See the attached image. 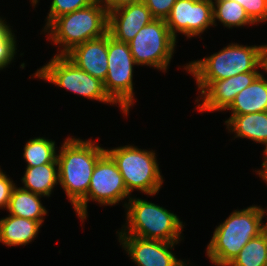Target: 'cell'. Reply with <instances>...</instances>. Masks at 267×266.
<instances>
[{"mask_svg": "<svg viewBox=\"0 0 267 266\" xmlns=\"http://www.w3.org/2000/svg\"><path fill=\"white\" fill-rule=\"evenodd\" d=\"M267 45L230 43L222 50L184 66L196 80L200 93L212 82L251 71L267 69Z\"/></svg>", "mask_w": 267, "mask_h": 266, "instance_id": "1", "label": "cell"}, {"mask_svg": "<svg viewBox=\"0 0 267 266\" xmlns=\"http://www.w3.org/2000/svg\"><path fill=\"white\" fill-rule=\"evenodd\" d=\"M95 140L67 137L57 154L59 184L73 208L87 195L97 161L106 153Z\"/></svg>", "mask_w": 267, "mask_h": 266, "instance_id": "2", "label": "cell"}, {"mask_svg": "<svg viewBox=\"0 0 267 266\" xmlns=\"http://www.w3.org/2000/svg\"><path fill=\"white\" fill-rule=\"evenodd\" d=\"M263 208L252 205L233 211L216 226L207 245L206 255L215 266H228L242 248L264 232Z\"/></svg>", "mask_w": 267, "mask_h": 266, "instance_id": "3", "label": "cell"}, {"mask_svg": "<svg viewBox=\"0 0 267 266\" xmlns=\"http://www.w3.org/2000/svg\"><path fill=\"white\" fill-rule=\"evenodd\" d=\"M126 209V223L118 235H132L144 239L179 242L183 222L170 210L141 198L131 197Z\"/></svg>", "mask_w": 267, "mask_h": 266, "instance_id": "4", "label": "cell"}, {"mask_svg": "<svg viewBox=\"0 0 267 266\" xmlns=\"http://www.w3.org/2000/svg\"><path fill=\"white\" fill-rule=\"evenodd\" d=\"M54 45L56 55H66L75 46L108 33V12L96 1L92 5L56 18L45 30ZM63 48V49H62Z\"/></svg>", "mask_w": 267, "mask_h": 266, "instance_id": "5", "label": "cell"}, {"mask_svg": "<svg viewBox=\"0 0 267 266\" xmlns=\"http://www.w3.org/2000/svg\"><path fill=\"white\" fill-rule=\"evenodd\" d=\"M105 151L116 163L130 195L135 189L149 196L159 192L163 176L155 151L130 144Z\"/></svg>", "mask_w": 267, "mask_h": 266, "instance_id": "6", "label": "cell"}, {"mask_svg": "<svg viewBox=\"0 0 267 266\" xmlns=\"http://www.w3.org/2000/svg\"><path fill=\"white\" fill-rule=\"evenodd\" d=\"M34 78L42 79L90 100L118 105L105 92L100 79L79 69L65 55H54L47 64L37 69Z\"/></svg>", "mask_w": 267, "mask_h": 266, "instance_id": "7", "label": "cell"}, {"mask_svg": "<svg viewBox=\"0 0 267 266\" xmlns=\"http://www.w3.org/2000/svg\"><path fill=\"white\" fill-rule=\"evenodd\" d=\"M108 72L103 82L105 92L121 108L123 114H129L134 105L133 67L136 64L128 43L120 42L107 33Z\"/></svg>", "mask_w": 267, "mask_h": 266, "instance_id": "8", "label": "cell"}, {"mask_svg": "<svg viewBox=\"0 0 267 266\" xmlns=\"http://www.w3.org/2000/svg\"><path fill=\"white\" fill-rule=\"evenodd\" d=\"M176 42L165 20L154 19L142 27L128 45L137 66L147 65L167 72Z\"/></svg>", "mask_w": 267, "mask_h": 266, "instance_id": "9", "label": "cell"}, {"mask_svg": "<svg viewBox=\"0 0 267 266\" xmlns=\"http://www.w3.org/2000/svg\"><path fill=\"white\" fill-rule=\"evenodd\" d=\"M131 198L122 175L113 159L105 153L96 163L87 195L74 207L78 218L84 223L87 219V204L95 201L99 205L113 206Z\"/></svg>", "mask_w": 267, "mask_h": 266, "instance_id": "10", "label": "cell"}, {"mask_svg": "<svg viewBox=\"0 0 267 266\" xmlns=\"http://www.w3.org/2000/svg\"><path fill=\"white\" fill-rule=\"evenodd\" d=\"M171 35L177 40V33L188 38L200 34L213 25L212 0H177L165 19Z\"/></svg>", "mask_w": 267, "mask_h": 266, "instance_id": "11", "label": "cell"}, {"mask_svg": "<svg viewBox=\"0 0 267 266\" xmlns=\"http://www.w3.org/2000/svg\"><path fill=\"white\" fill-rule=\"evenodd\" d=\"M120 245L137 266H184L172 249L179 242L144 239L132 235H117Z\"/></svg>", "mask_w": 267, "mask_h": 266, "instance_id": "12", "label": "cell"}, {"mask_svg": "<svg viewBox=\"0 0 267 266\" xmlns=\"http://www.w3.org/2000/svg\"><path fill=\"white\" fill-rule=\"evenodd\" d=\"M260 71H251L231 76L230 78L212 81L196 100L200 112L225 111L234 101L236 95L248 87L259 75ZM199 101H202V103Z\"/></svg>", "mask_w": 267, "mask_h": 266, "instance_id": "13", "label": "cell"}, {"mask_svg": "<svg viewBox=\"0 0 267 266\" xmlns=\"http://www.w3.org/2000/svg\"><path fill=\"white\" fill-rule=\"evenodd\" d=\"M154 19L143 1L132 3L108 12V33L114 39L128 43Z\"/></svg>", "mask_w": 267, "mask_h": 266, "instance_id": "14", "label": "cell"}, {"mask_svg": "<svg viewBox=\"0 0 267 266\" xmlns=\"http://www.w3.org/2000/svg\"><path fill=\"white\" fill-rule=\"evenodd\" d=\"M65 56L79 69L104 82L108 72L107 34L75 46Z\"/></svg>", "mask_w": 267, "mask_h": 266, "instance_id": "15", "label": "cell"}, {"mask_svg": "<svg viewBox=\"0 0 267 266\" xmlns=\"http://www.w3.org/2000/svg\"><path fill=\"white\" fill-rule=\"evenodd\" d=\"M267 73V69L264 71ZM261 73L248 87L239 92L226 109L231 115L267 111V78Z\"/></svg>", "mask_w": 267, "mask_h": 266, "instance_id": "16", "label": "cell"}, {"mask_svg": "<svg viewBox=\"0 0 267 266\" xmlns=\"http://www.w3.org/2000/svg\"><path fill=\"white\" fill-rule=\"evenodd\" d=\"M225 125L235 138H247L256 143L267 145V111L244 115H231Z\"/></svg>", "mask_w": 267, "mask_h": 266, "instance_id": "17", "label": "cell"}, {"mask_svg": "<svg viewBox=\"0 0 267 266\" xmlns=\"http://www.w3.org/2000/svg\"><path fill=\"white\" fill-rule=\"evenodd\" d=\"M42 224L27 218L8 215L0 219V243L6 246H25L34 241Z\"/></svg>", "mask_w": 267, "mask_h": 266, "instance_id": "18", "label": "cell"}, {"mask_svg": "<svg viewBox=\"0 0 267 266\" xmlns=\"http://www.w3.org/2000/svg\"><path fill=\"white\" fill-rule=\"evenodd\" d=\"M25 169L21 188L43 197H50L54 187L59 183L57 158L52 163Z\"/></svg>", "mask_w": 267, "mask_h": 266, "instance_id": "19", "label": "cell"}, {"mask_svg": "<svg viewBox=\"0 0 267 266\" xmlns=\"http://www.w3.org/2000/svg\"><path fill=\"white\" fill-rule=\"evenodd\" d=\"M42 197L15 186L12 190L7 210L10 215L39 221L42 224L45 215L48 213L41 203L40 198Z\"/></svg>", "mask_w": 267, "mask_h": 266, "instance_id": "20", "label": "cell"}, {"mask_svg": "<svg viewBox=\"0 0 267 266\" xmlns=\"http://www.w3.org/2000/svg\"><path fill=\"white\" fill-rule=\"evenodd\" d=\"M213 2V25L216 20L226 28L254 25L245 9L233 0H212Z\"/></svg>", "mask_w": 267, "mask_h": 266, "instance_id": "21", "label": "cell"}, {"mask_svg": "<svg viewBox=\"0 0 267 266\" xmlns=\"http://www.w3.org/2000/svg\"><path fill=\"white\" fill-rule=\"evenodd\" d=\"M55 141L45 137H37L27 141L24 147L23 158L26 167L40 166L52 163L57 158Z\"/></svg>", "mask_w": 267, "mask_h": 266, "instance_id": "22", "label": "cell"}, {"mask_svg": "<svg viewBox=\"0 0 267 266\" xmlns=\"http://www.w3.org/2000/svg\"><path fill=\"white\" fill-rule=\"evenodd\" d=\"M228 266H267V233L251 239Z\"/></svg>", "mask_w": 267, "mask_h": 266, "instance_id": "23", "label": "cell"}, {"mask_svg": "<svg viewBox=\"0 0 267 266\" xmlns=\"http://www.w3.org/2000/svg\"><path fill=\"white\" fill-rule=\"evenodd\" d=\"M97 0H52L47 16L45 30L56 18L83 9L95 3Z\"/></svg>", "mask_w": 267, "mask_h": 266, "instance_id": "24", "label": "cell"}, {"mask_svg": "<svg viewBox=\"0 0 267 266\" xmlns=\"http://www.w3.org/2000/svg\"><path fill=\"white\" fill-rule=\"evenodd\" d=\"M239 3L254 24L266 23L267 0H233Z\"/></svg>", "mask_w": 267, "mask_h": 266, "instance_id": "25", "label": "cell"}, {"mask_svg": "<svg viewBox=\"0 0 267 266\" xmlns=\"http://www.w3.org/2000/svg\"><path fill=\"white\" fill-rule=\"evenodd\" d=\"M15 34L11 31L4 39L0 40V70L8 67L13 62L17 53Z\"/></svg>", "mask_w": 267, "mask_h": 266, "instance_id": "26", "label": "cell"}, {"mask_svg": "<svg viewBox=\"0 0 267 266\" xmlns=\"http://www.w3.org/2000/svg\"><path fill=\"white\" fill-rule=\"evenodd\" d=\"M155 19L165 20L177 0H142Z\"/></svg>", "mask_w": 267, "mask_h": 266, "instance_id": "27", "label": "cell"}, {"mask_svg": "<svg viewBox=\"0 0 267 266\" xmlns=\"http://www.w3.org/2000/svg\"><path fill=\"white\" fill-rule=\"evenodd\" d=\"M9 177L0 168V209H7L11 193L16 186Z\"/></svg>", "mask_w": 267, "mask_h": 266, "instance_id": "28", "label": "cell"}, {"mask_svg": "<svg viewBox=\"0 0 267 266\" xmlns=\"http://www.w3.org/2000/svg\"><path fill=\"white\" fill-rule=\"evenodd\" d=\"M99 1L107 10V12L114 11L120 7L130 5L142 0H97Z\"/></svg>", "mask_w": 267, "mask_h": 266, "instance_id": "29", "label": "cell"}, {"mask_svg": "<svg viewBox=\"0 0 267 266\" xmlns=\"http://www.w3.org/2000/svg\"><path fill=\"white\" fill-rule=\"evenodd\" d=\"M0 17V40L4 39L11 31L10 25Z\"/></svg>", "mask_w": 267, "mask_h": 266, "instance_id": "30", "label": "cell"}, {"mask_svg": "<svg viewBox=\"0 0 267 266\" xmlns=\"http://www.w3.org/2000/svg\"><path fill=\"white\" fill-rule=\"evenodd\" d=\"M256 173L267 183V168H262L261 170H257Z\"/></svg>", "mask_w": 267, "mask_h": 266, "instance_id": "31", "label": "cell"}, {"mask_svg": "<svg viewBox=\"0 0 267 266\" xmlns=\"http://www.w3.org/2000/svg\"><path fill=\"white\" fill-rule=\"evenodd\" d=\"M263 158H264V161L262 162V168H267V145L265 146L264 148V151H263Z\"/></svg>", "mask_w": 267, "mask_h": 266, "instance_id": "32", "label": "cell"}, {"mask_svg": "<svg viewBox=\"0 0 267 266\" xmlns=\"http://www.w3.org/2000/svg\"><path fill=\"white\" fill-rule=\"evenodd\" d=\"M263 214H267V211H265V209L263 208ZM264 231L267 233V222L266 224L264 223Z\"/></svg>", "mask_w": 267, "mask_h": 266, "instance_id": "33", "label": "cell"}, {"mask_svg": "<svg viewBox=\"0 0 267 266\" xmlns=\"http://www.w3.org/2000/svg\"><path fill=\"white\" fill-rule=\"evenodd\" d=\"M38 1L39 0H31L32 6H34V8H35L36 4L38 3Z\"/></svg>", "mask_w": 267, "mask_h": 266, "instance_id": "34", "label": "cell"}]
</instances>
